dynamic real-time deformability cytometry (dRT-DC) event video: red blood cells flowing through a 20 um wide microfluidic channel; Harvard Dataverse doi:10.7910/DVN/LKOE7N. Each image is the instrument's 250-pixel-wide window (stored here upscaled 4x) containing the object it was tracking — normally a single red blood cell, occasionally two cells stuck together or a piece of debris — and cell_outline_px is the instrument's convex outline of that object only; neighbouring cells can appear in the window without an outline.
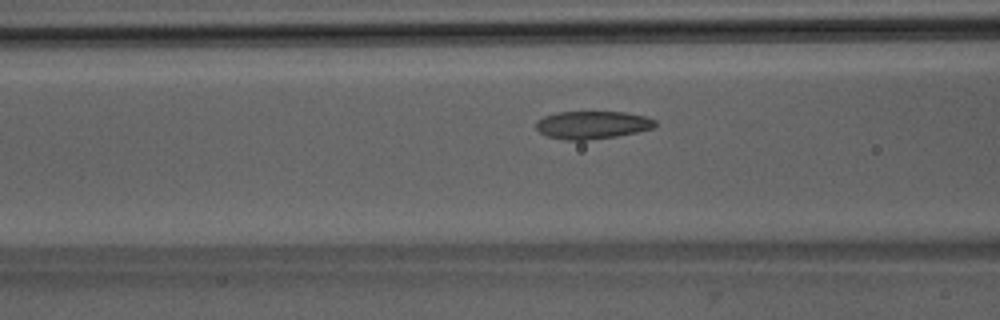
{"species": "Egyptian fruit bat (a non-hibernating species)", "species_latin": "Rousettus aegyptiacus", "temperature_condition": "room temperature", "stored_images_in_passage": 45, "camera_frame_rate_fps": 3000, "um_per_image_px": 0.085, "animal": {"sex": "male"}, "frame": {"image": 1, "passage_image": 15, "time_ms": 4.667, "image_size_px": [1000, 320], "cell_outline_px": [[656, 124], [652, 128], [636, 132], [616, 136], [588, 140], [564, 140], [548, 136], [540, 132], [536, 128], [536, 120], [544, 116], [556, 112], [624, 112], [644, 116], [656, 120]], "centroid_in_image_um": [50.31, 10.61], "position_along_channel_um": 116.3, "area_um2": 19.25}}
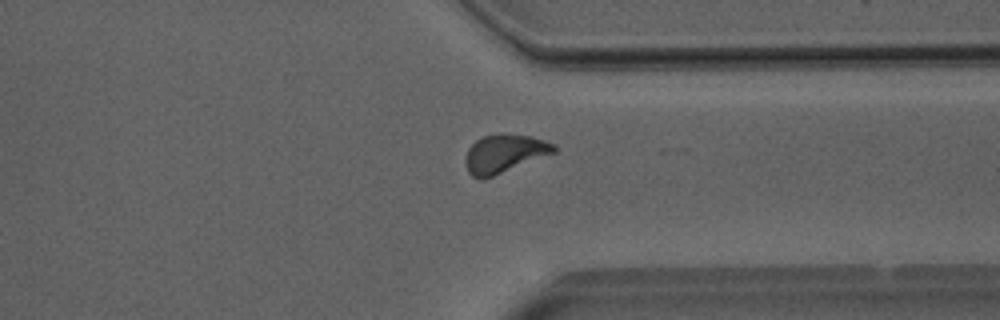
{"frame": {"image": 2, "passage_image": 34, "time_ms": 11.0, "image_size_px": [1000, 320], "cell_outline_px": [[556, 152], [492, 176], [480, 180], [472, 176], [468, 172], [464, 164], [464, 160], [468, 148], [476, 140], [484, 136], [532, 136], [556, 144]], "centroid_in_image_um": [42.84, 13.09], "position_along_channel_um": 368.6, "area_um2": 19.25}}
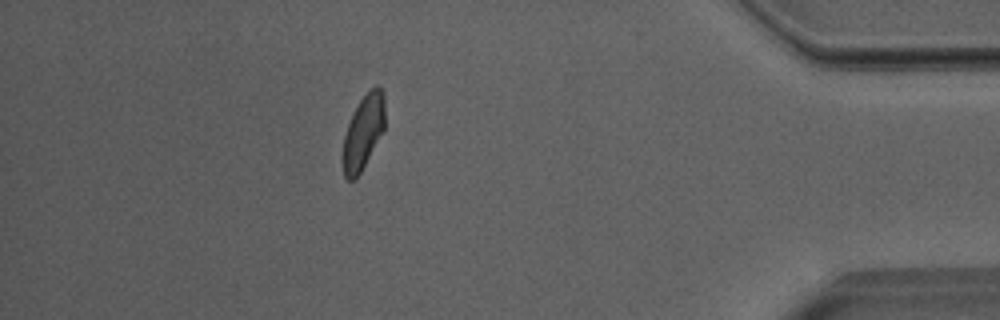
{"frame": {"image": 3, "passage_image": 40, "time_ms": 13.0, "image_size_px": [1000, 320], "cell_outline_px": [[384, 132], [356, 180], [348, 180], [344, 176], [344, 136], [348, 124], [360, 100], [376, 84], [384, 92]], "centroid_in_image_um": [30.91, 11.25], "position_along_channel_um": 404.3, "area_um2": 17.92}, "authors_computed_cell_mechanics": {"area_um2": 19.2474, "velocity_mm_per_s": 3.9923, "shape_relaxation_time_tau1_ms": 4.4486, "shape_relaxation_time_tau2_ms": 1.3405, "deformation_change_tau1": 0.1268, "deformation_change_tau2": 0.0786}}